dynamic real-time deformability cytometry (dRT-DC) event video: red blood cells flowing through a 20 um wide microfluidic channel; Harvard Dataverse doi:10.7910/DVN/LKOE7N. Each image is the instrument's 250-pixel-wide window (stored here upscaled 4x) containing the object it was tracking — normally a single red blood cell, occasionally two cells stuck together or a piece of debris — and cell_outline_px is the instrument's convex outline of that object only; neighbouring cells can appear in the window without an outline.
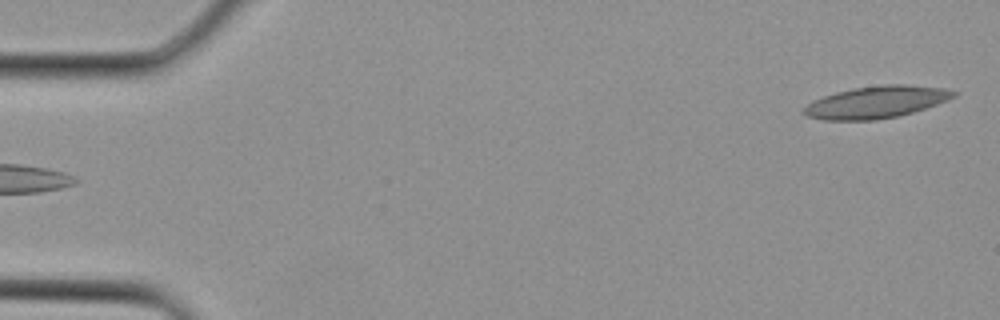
{"species": "Egyptian fruit bat (a non-hibernating species)", "species_latin": "Rousettus aegyptiacus", "temperature_condition": "cold", "stored_images_in_passage": 2, "camera_frame_rate_fps": 3000, "um_per_image_px": 0.085, "animal": {"sex": "female"}, "frame": {"image": 1, "passage_image": 2, "time_ms": 0.333, "image_size_px": [1000, 320], "cell_outline_px": [[960, 92], [956, 96], [948, 100], [912, 112], [896, 116], [876, 120], [824, 120], [804, 116], [800, 112], [812, 100], [836, 92], [852, 88], [880, 84], [904, 84], [944, 88]], "centroid_in_image_um": [74.46, 8.67], "position_along_channel_um": 10.5, "area_um2": 28.15}}